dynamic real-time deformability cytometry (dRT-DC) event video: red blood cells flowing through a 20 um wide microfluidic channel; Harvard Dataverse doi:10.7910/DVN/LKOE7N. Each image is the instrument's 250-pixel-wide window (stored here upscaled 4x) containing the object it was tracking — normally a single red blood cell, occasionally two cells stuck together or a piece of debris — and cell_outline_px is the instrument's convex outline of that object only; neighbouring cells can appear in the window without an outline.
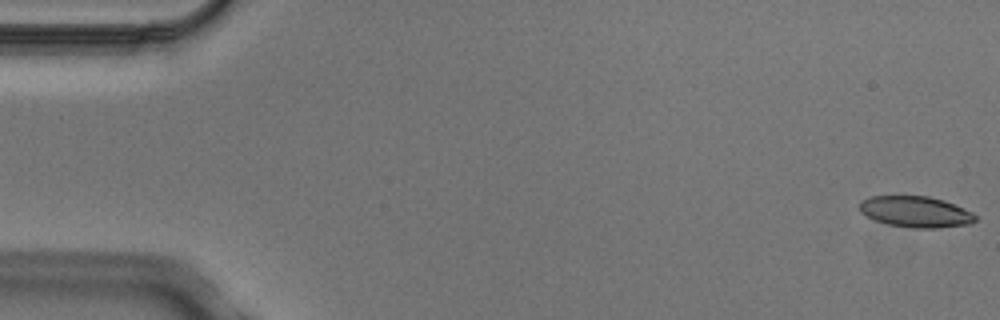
{"species": "Egyptian fruit bat (a non-hibernating species)", "species_latin": "Rousettus aegyptiacus", "temperature_condition": "cold", "stored_images_in_passage": 5, "camera_frame_rate_fps": 3000, "um_per_image_px": 0.085, "animal": {"sex": "male"}, "frame": {"image": 1, "passage_image": 1, "time_ms": 0.0, "image_size_px": [1000, 320], "cell_outline_px": [[976, 220], [968, 224], [936, 228], [912, 228], [888, 224], [876, 220], [860, 212], [860, 200], [868, 196], [928, 196], [944, 200], [964, 208], [972, 212], [976, 216]], "centroid_in_image_um": [77.82, 17.99], "position_along_channel_um": 7.2, "area_um2": 20.92}}